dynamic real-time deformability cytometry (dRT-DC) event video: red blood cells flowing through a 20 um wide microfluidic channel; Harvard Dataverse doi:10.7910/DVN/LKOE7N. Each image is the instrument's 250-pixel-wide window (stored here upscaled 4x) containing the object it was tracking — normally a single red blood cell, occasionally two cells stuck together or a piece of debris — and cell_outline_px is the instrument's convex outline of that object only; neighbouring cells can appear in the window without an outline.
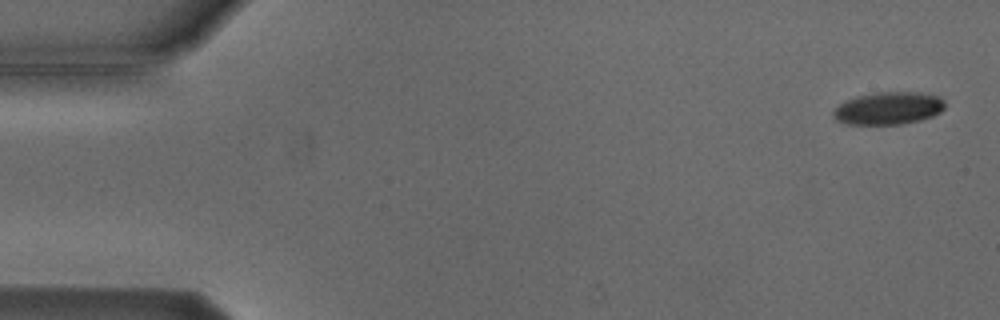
{"species": "Egyptian fruit bat (a non-hibernating species)", "species_latin": "Rousettus aegyptiacus", "temperature_condition": "cold", "stored_images_in_passage": 4, "camera_frame_rate_fps": 3000, "um_per_image_px": 0.085, "animal": {"sex": "male"}, "frame": {"image": 1, "passage_image": 1, "time_ms": 0.0, "image_size_px": [1000, 320], "cell_outline_px": [[944, 108], [940, 112], [932, 116], [920, 120], [900, 124], [848, 124], [836, 120], [832, 112], [840, 104], [856, 96], [876, 92], [920, 92], [940, 96], [944, 100]], "centroid_in_image_um": [75.54, 9.19], "position_along_channel_um": 9.5, "area_um2": 21.1}}